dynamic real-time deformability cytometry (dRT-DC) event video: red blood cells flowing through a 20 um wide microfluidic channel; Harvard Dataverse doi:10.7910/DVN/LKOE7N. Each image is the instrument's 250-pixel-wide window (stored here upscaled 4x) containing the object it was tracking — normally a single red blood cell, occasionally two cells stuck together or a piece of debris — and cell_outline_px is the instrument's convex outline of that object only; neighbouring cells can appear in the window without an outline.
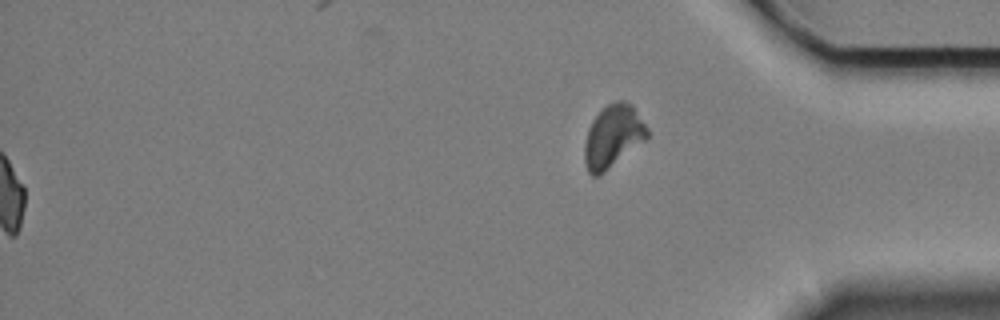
{"species": "Egyptian fruit bat (a non-hibernating species)", "species_latin": "Rousettus aegyptiacus", "temperature_condition": "cold", "stored_images_in_passage": 58, "segment_of_instrument_passage": [2, 2], "camera_frame_rate_fps": 3000, "um_per_image_px": 0.085, "animal": {"sex": "female"}, "frame": {"image": 1, "passage_image": 58, "time_ms": 19.0, "image_size_px": [1000, 320], "cell_outline_px": [[648, 140], [604, 172], [596, 176], [592, 176], [588, 172], [584, 160], [584, 144], [588, 128], [592, 120], [612, 100], [624, 100], [632, 104], [648, 128]], "centroid_in_image_um": [52.13, 11.59], "position_along_channel_um": 383.1, "area_um2": 23.18}}